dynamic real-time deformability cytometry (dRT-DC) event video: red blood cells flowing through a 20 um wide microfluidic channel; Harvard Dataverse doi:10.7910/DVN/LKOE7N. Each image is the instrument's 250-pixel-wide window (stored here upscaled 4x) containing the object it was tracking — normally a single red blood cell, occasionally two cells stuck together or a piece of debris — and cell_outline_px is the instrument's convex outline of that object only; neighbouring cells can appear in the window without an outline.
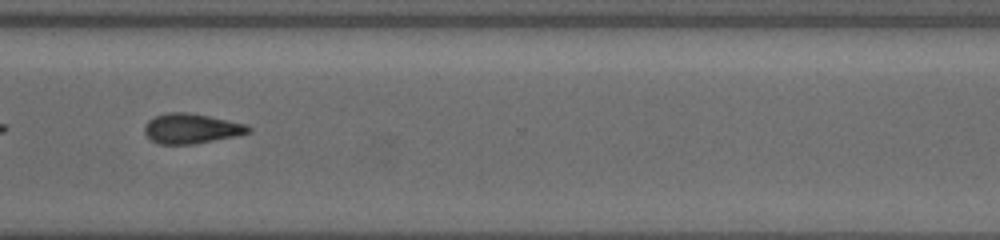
{"species": "common noctule bat (a hibernating species)", "species_latin": "Nyctalus noctula", "temperature_condition": "cold", "stored_images_in_passage": 56, "camera_frame_rate_fps": 3000, "um_per_image_px": 0.085, "animal": {"sex": "female", "body_mass_g": 19.5, "forearm_length_mm": 54.1}, "frame": {"image": 1, "passage_image": 40, "time_ms": 7.667, "image_size_px": [1000, 240], "cell_outline_px": [[252, 132], [236, 136], [192, 144], [160, 144], [152, 140], [144, 132], [144, 128], [148, 120], [156, 116], [168, 112], [188, 112], [248, 124], [252, 128]], "centroid_in_image_um": [16.3, 10.92], "position_along_channel_um": 354.3, "area_um2": 18.09}}